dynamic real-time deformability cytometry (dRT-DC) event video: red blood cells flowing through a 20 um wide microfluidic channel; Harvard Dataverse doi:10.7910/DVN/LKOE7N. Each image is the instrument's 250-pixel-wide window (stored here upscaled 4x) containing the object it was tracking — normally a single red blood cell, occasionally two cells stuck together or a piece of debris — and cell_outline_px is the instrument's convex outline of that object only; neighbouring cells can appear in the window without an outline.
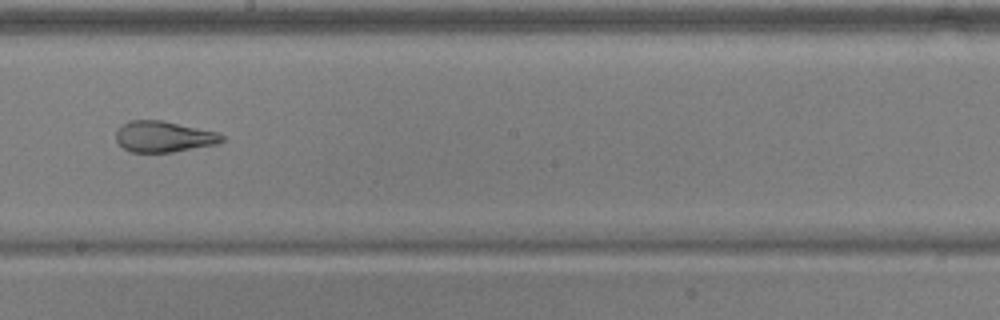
{"species": "common noctule bat (a hibernating species)", "species_latin": "Nyctalus noctula", "temperature_condition": "warm", "stored_images_in_passage": 10, "camera_frame_rate_fps": 3000, "um_per_image_px": 0.085, "animal": {"sex": "male", "body_mass_g": 17.9, "forearm_length_mm": 54.2}, "frame": {"image": 1, "passage_image": 9, "time_ms": 2.667, "image_size_px": [1000, 320], "cell_outline_px": [[224, 140], [216, 144], [172, 152], [128, 152], [116, 140], [116, 132], [124, 124], [132, 120], [160, 120], [216, 132], [224, 136]], "centroid_in_image_um": [13.9, 11.62], "position_along_channel_um": 234.3, "area_um2": 18.79}}
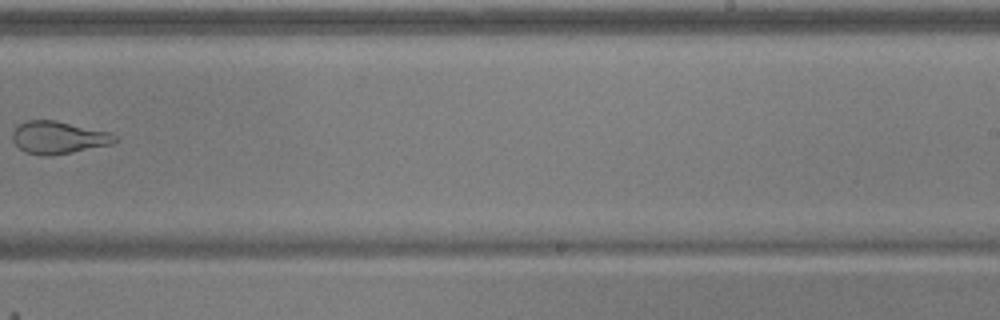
{"frame": {"image": 2, "passage_image": 10, "time_ms": 3.0, "image_size_px": [1000, 320], "cell_outline_px": [[120, 140], [112, 144], [52, 156], [40, 156], [24, 152], [12, 140], [12, 132], [24, 120], [56, 120], [108, 132], [116, 136]], "centroid_in_image_um": [4.95, 11.7], "position_along_channel_um": 284.0, "area_um2": 19.48}}